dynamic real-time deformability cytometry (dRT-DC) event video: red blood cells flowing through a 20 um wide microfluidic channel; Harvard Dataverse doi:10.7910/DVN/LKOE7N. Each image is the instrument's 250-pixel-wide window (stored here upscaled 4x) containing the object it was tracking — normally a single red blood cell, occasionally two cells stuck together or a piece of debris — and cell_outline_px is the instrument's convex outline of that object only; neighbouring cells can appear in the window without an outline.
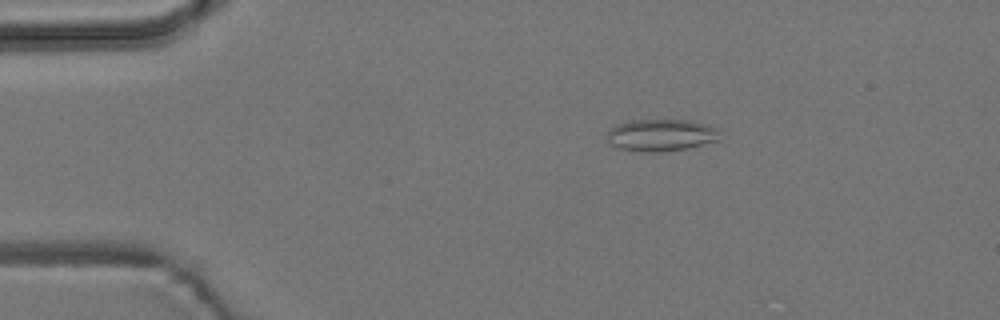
{"species": "common noctule bat (a hibernating species)", "species_latin": "Nyctalus noctula", "temperature_condition": "room temperature", "stored_images_in_passage": 4, "camera_frame_rate_fps": 3000, "um_per_image_px": 0.085, "animal": {"sex": "male", "body_mass_g": 19.2, "forearm_length_mm": 51.8}, "frame": {"image": 1, "passage_image": 3, "time_ms": 2.667, "image_size_px": [1000, 320], "cell_outline_px": [[720, 140], [688, 148], [660, 152], [640, 152], [620, 148], [608, 144], [608, 132], [616, 124], [632, 120], [688, 120], [708, 124], [720, 128]], "centroid_in_image_um": [56.24, 11.49], "position_along_channel_um": 28.8, "area_um2": 21.33}}